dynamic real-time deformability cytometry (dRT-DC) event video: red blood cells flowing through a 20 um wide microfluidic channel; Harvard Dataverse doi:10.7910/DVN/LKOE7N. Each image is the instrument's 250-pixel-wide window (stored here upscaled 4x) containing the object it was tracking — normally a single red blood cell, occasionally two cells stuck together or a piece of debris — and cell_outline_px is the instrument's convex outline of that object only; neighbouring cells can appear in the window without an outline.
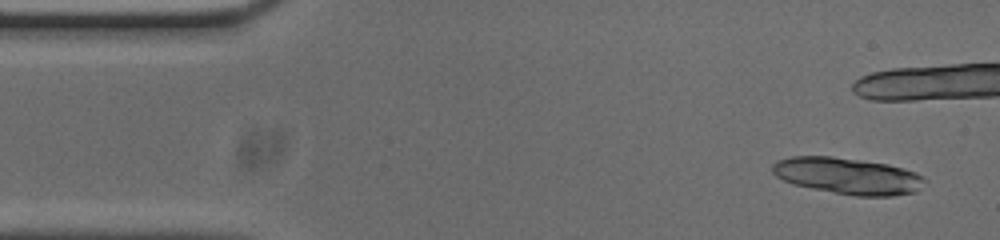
{"species": "common noctule bat (a hibernating species)", "species_latin": "Nyctalus noctula", "temperature_condition": "cold", "stored_images_in_passage": 15, "camera_frame_rate_fps": 3000, "um_per_image_px": 0.085, "animal": {"sex": "male", "body_mass_g": 20.0, "forearm_length_mm": 53.3}, "frame": {"image": 1, "passage_image": 3, "time_ms": 0.667, "image_size_px": [1000, 240], "cell_outline_px": [[928, 180], [916, 192], [892, 196], [856, 196], [812, 188], [792, 184], [776, 176], [772, 172], [772, 164], [776, 160], [792, 156], [832, 156], [888, 164], [904, 168], [916, 172], [924, 176]], "centroid_in_image_um": [72.09, 14.95], "position_along_channel_um": 12.9, "area_um2": 32.6}}